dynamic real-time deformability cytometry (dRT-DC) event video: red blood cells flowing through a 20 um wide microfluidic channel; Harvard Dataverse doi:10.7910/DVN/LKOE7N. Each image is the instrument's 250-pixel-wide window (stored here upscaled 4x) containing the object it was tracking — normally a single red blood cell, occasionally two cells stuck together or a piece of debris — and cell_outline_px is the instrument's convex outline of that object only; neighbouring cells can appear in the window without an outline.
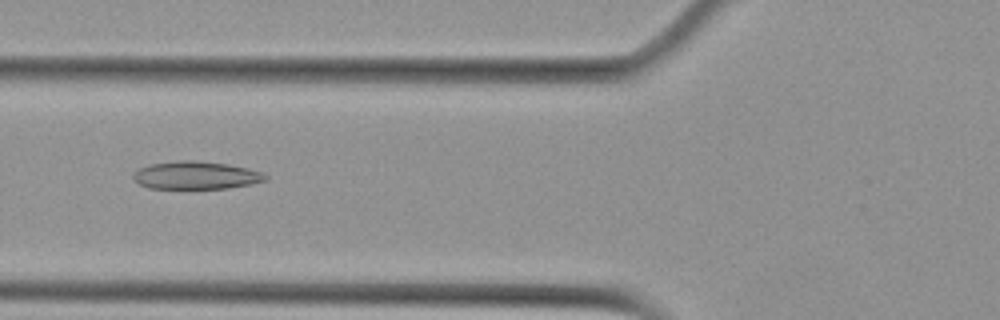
{"species": "Egyptian fruit bat (a non-hibernating species)", "species_latin": "Rousettus aegyptiacus", "temperature_condition": "cold", "stored_images_in_passage": 14, "camera_frame_rate_fps": 3000, "um_per_image_px": 0.085, "animal": {"sex": "female"}, "frame": {"image": 1, "passage_image": 5, "time_ms": 6.667, "image_size_px": [1000, 320], "cell_outline_px": [[268, 176], [264, 180], [248, 184], [228, 188], [148, 188], [140, 184], [132, 176], [132, 172], [148, 164], [180, 160], [196, 160], [228, 164], [248, 168], [260, 172]], "centroid_in_image_um": [16.6, 14.88], "position_along_channel_um": 109.2, "area_um2": 21.27}}
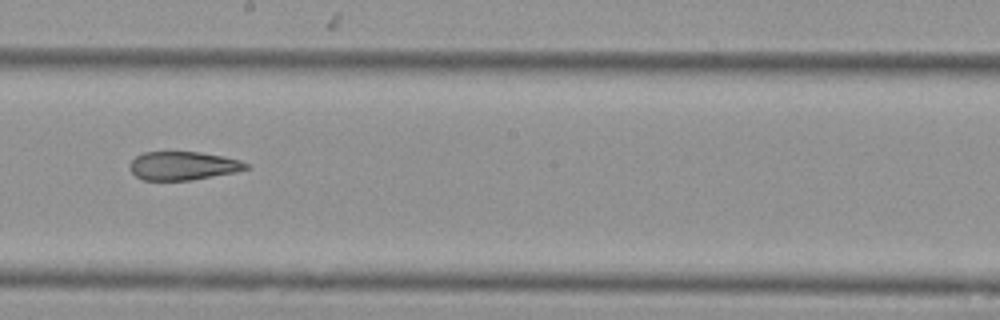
{"frame": {"image": 2, "passage_image": 8, "time_ms": 10.0, "image_size_px": [1000, 320], "cell_outline_px": [[248, 168], [236, 172], [192, 180], [144, 180], [136, 176], [128, 168], [128, 164], [136, 156], [144, 152], [200, 152], [224, 156], [240, 160], [248, 164]], "centroid_in_image_um": [15.54, 14.09], "position_along_channel_um": 232.7, "area_um2": 19.36}}
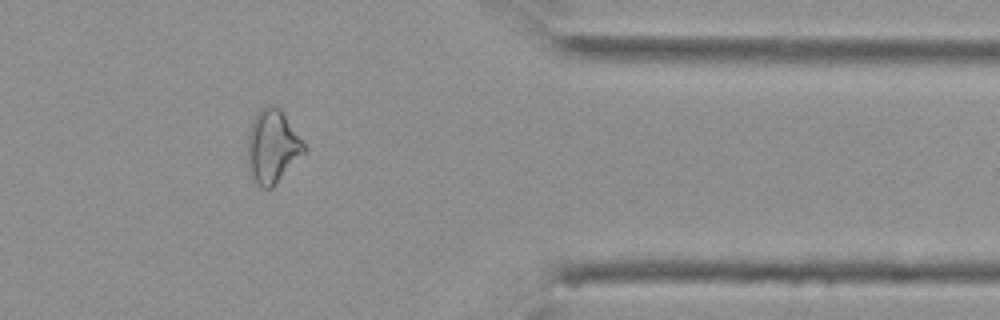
{"frame": {"image": 3, "passage_image": 12, "time_ms": 14.667, "image_size_px": [1000, 320], "cell_outline_px": [[304, 152], [272, 188], [260, 188], [256, 184], [248, 172], [248, 132], [252, 120], [260, 108], [264, 104], [272, 104], [280, 108], [304, 144]], "centroid_in_image_um": [23.1, 12.44], "position_along_channel_um": 388.3, "area_um2": 23.99}, "authors_computed_cell_mechanics": {"area_um2": 22.7732, "velocity_mm_per_s": 3.7136, "shape_relaxation_time_tau1_ms": null, "shape_relaxation_time_tau2_ms": 5.5864, "deformation_change_tau1": null, "deformation_change_tau2": 0.1267}}